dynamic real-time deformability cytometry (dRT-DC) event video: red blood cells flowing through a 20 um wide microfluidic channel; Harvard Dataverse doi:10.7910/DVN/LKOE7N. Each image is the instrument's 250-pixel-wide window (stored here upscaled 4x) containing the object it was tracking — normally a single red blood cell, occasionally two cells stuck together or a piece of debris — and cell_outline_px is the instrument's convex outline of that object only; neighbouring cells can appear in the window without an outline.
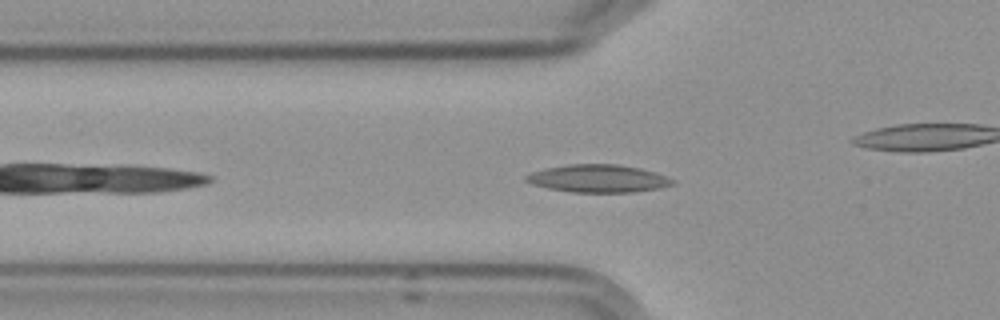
{"species": "Egyptian fruit bat (a non-hibernating species)", "species_latin": "Rousettus aegyptiacus", "temperature_condition": "cold", "stored_images_in_passage": 30, "camera_frame_rate_fps": 3000, "um_per_image_px": 0.085, "frame": {"image": 1, "passage_image": 5, "time_ms": 1.333, "image_size_px": [1000, 320], "cell_outline_px": [[676, 180], [672, 184], [660, 188], [632, 192], [572, 192], [548, 188], [532, 184], [524, 180], [524, 176], [532, 172], [548, 168], [568, 164], [616, 164], [640, 168]], "centroid_in_image_um": [50.81, 15.17], "position_along_channel_um": 75.0, "area_um2": 23.41}}
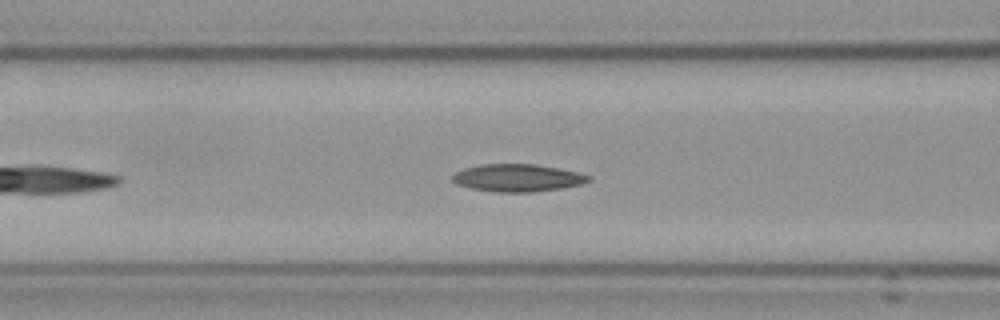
{"frame": {"image": 2, "passage_image": 9, "time_ms": 2.667, "image_size_px": [1000, 320], "cell_outline_px": [[592, 180], [580, 184], [560, 188], [532, 192], [496, 192], [472, 188], [456, 184], [452, 180], [452, 176], [456, 172], [464, 168], [484, 164], [536, 164], [576, 172], [592, 176]], "centroid_in_image_um": [43.98, 15.12], "position_along_channel_um": 122.6, "area_um2": 21.62}}
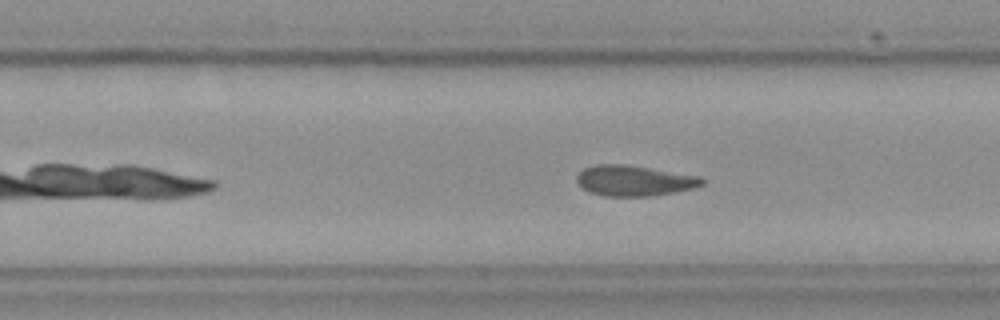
{"frame": {"image": 3, "passage_image": 22, "time_ms": 7.0, "image_size_px": [1000, 320], "cell_outline_px": [[704, 184], [696, 188], [676, 192], [648, 196], [604, 196], [592, 192], [584, 188], [576, 180], [576, 176], [584, 168], [600, 164], [624, 164], [700, 176], [704, 180]], "centroid_in_image_um": [53.95, 15.36], "position_along_channel_um": 275.9, "area_um2": 22.14}, "authors_computed_cell_mechanics": {"area_um2": 21.8773, "velocity_mm_per_s": 3.5372, "shape_relaxation_time_tau1_ms": 6.2211, "shape_relaxation_time_tau2_ms": 5.2196, "deformation_change_tau1": 0.1002, "deformation_change_tau2": 0.1079}}